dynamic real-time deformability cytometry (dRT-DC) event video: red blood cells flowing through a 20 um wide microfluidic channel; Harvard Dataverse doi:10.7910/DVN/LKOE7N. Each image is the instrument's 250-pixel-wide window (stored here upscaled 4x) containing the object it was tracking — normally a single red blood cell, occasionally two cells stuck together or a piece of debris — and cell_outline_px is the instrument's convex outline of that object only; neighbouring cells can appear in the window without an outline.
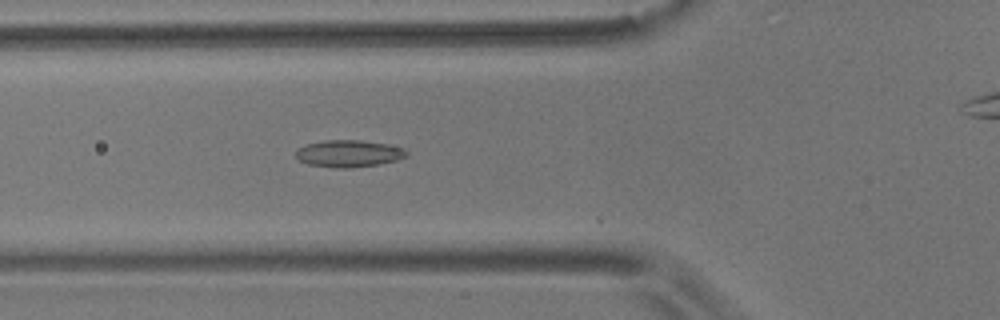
{"species": "common noctule bat (a hibernating species)", "species_latin": "Nyctalus noctula", "temperature_condition": "room temperature", "stored_images_in_passage": 42, "camera_frame_rate_fps": 3000, "um_per_image_px": 0.085, "animal": {"sex": "male", "body_mass_g": 17.9}, "frame": {"image": 1, "passage_image": 6, "time_ms": 1.667, "image_size_px": [1000, 320], "cell_outline_px": [[408, 156], [396, 160], [376, 164], [348, 168], [336, 168], [308, 164], [300, 160], [296, 156], [296, 148], [308, 144], [324, 140], [360, 140], [388, 144], [404, 148], [408, 152]], "centroid_in_image_um": [29.65, 13.04], "position_along_channel_um": 96.2, "area_um2": 17.34}}
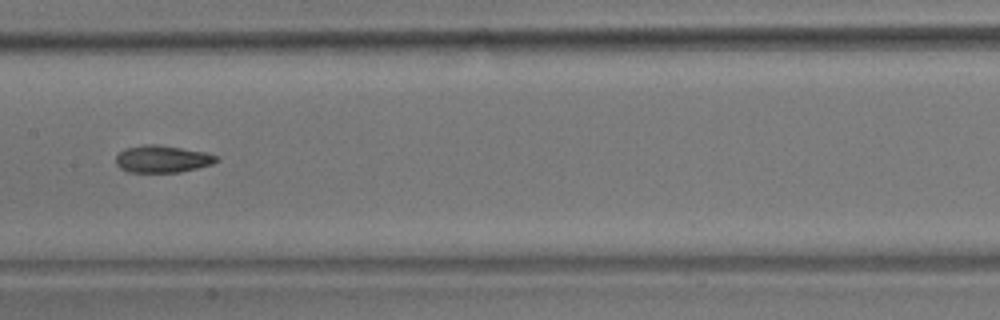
{"frame": {"image": 2, "passage_image": 14, "time_ms": 4.333, "image_size_px": [1000, 320], "cell_outline_px": [[220, 160], [212, 164], [180, 172], [128, 172], [120, 168], [116, 164], [116, 156], [124, 148], [144, 144], [156, 144], [204, 152], [216, 156]], "centroid_in_image_um": [13.76, 13.51], "position_along_channel_um": 193.6, "area_um2": 15.84}}
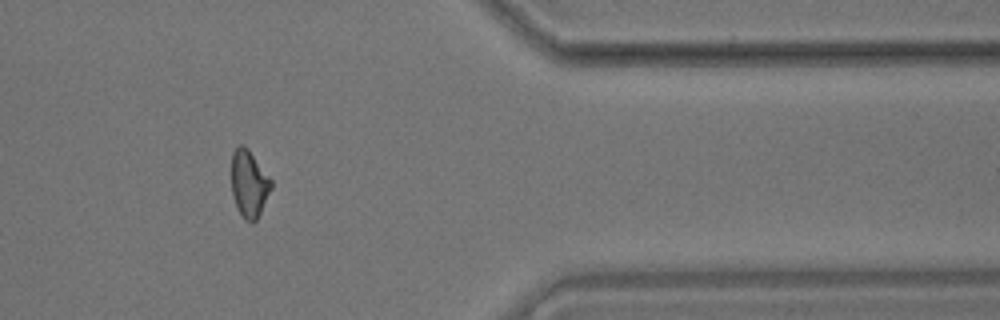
{"frame": {"image": 3, "passage_image": 32, "time_ms": 10.333, "image_size_px": [1000, 320], "cell_outline_px": [[272, 188], [256, 220], [252, 224], [244, 220], [236, 204], [232, 192], [232, 152], [240, 144], [244, 144], [248, 148], [272, 180]], "centroid_in_image_um": [21.18, 15.6], "position_along_channel_um": 390.2, "area_um2": 15.43}, "authors_computed_cell_mechanics": {"area_um2": 15.8661, "velocity_mm_per_s": 3.6343, "shape_relaxation_time_tau1_ms": null, "shape_relaxation_time_tau2_ms": 2.4225, "deformation_change_tau1": null, "deformation_change_tau2": 0.0837}}